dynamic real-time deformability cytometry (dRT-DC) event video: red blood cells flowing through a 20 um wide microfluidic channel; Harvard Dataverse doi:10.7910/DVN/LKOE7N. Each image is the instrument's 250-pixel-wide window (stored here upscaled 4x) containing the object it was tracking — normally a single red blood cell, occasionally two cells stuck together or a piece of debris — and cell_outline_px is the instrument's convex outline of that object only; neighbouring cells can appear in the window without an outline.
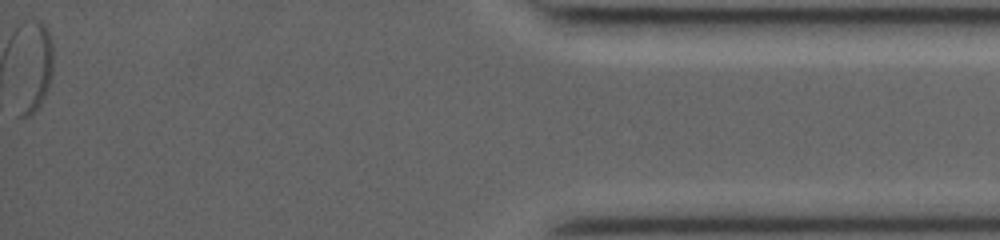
{"species": "common noctule bat (a hibernating species)", "species_latin": "Nyctalus noctula", "temperature_condition": "room temperature", "stored_images_in_passage": 48, "segment_of_instrument_passage": [2, 2], "camera_frame_rate_fps": 3000, "um_per_image_px": 0.085, "animal": {"sex": "female", "body_mass_g": 19.0, "forearm_length_mm": 53.3}, "frame": {"image": 1, "passage_image": 48, "time_ms": 15.667, "image_size_px": [1000, 240], "cell_outline_px": [[52, 76], [48, 88], [40, 104], [28, 116], [16, 116], [32, 20], [40, 20], [48, 28], [52, 44]], "centroid_in_image_um": [3.05, 5.89], "position_along_channel_um": 432.1, "area_um2": 16.07}}